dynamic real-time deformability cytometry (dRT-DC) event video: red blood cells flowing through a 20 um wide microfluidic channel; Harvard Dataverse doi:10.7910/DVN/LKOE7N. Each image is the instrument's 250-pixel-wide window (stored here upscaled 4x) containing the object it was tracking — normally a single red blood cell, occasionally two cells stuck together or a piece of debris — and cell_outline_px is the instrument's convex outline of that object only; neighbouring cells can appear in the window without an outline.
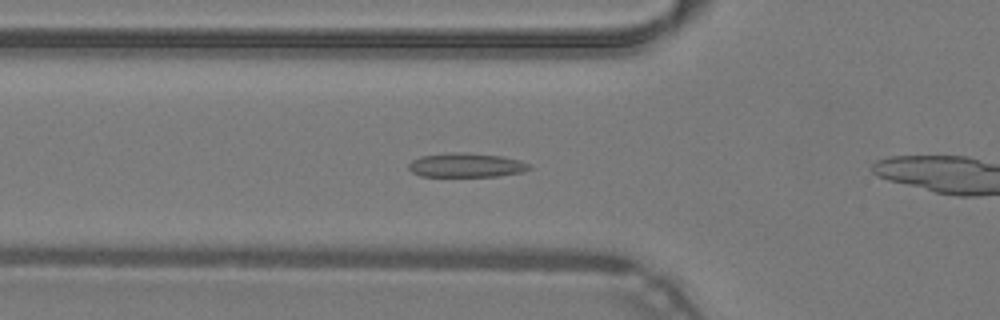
{"species": "common noctule bat (a hibernating species)", "species_latin": "Nyctalus noctula", "temperature_condition": "warm", "stored_images_in_passage": 45, "camera_frame_rate_fps": 3000, "um_per_image_px": 0.085, "animal": {"sex": "male", "body_mass_g": 19.2, "forearm_length_mm": 51.8}, "frame": {"image": 1, "passage_image": 13, "time_ms": 4.0, "image_size_px": [1000, 320], "cell_outline_px": [[532, 168], [520, 172], [496, 176], [420, 176], [412, 172], [408, 168], [408, 164], [412, 160], [420, 156], [452, 152], [464, 152], [500, 156], [520, 160], [528, 164]], "centroid_in_image_um": [39.58, 14.03], "position_along_channel_um": 86.2, "area_um2": 16.88}}
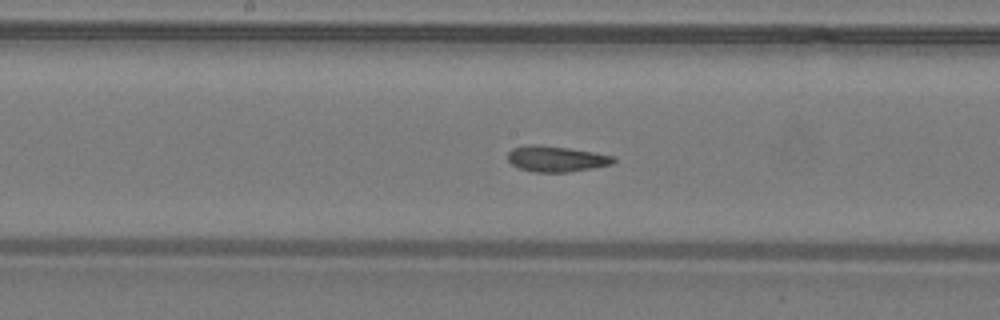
{"frame": {"image": 2, "passage_image": 21, "time_ms": 6.667, "image_size_px": [1000, 320], "cell_outline_px": [[616, 160], [612, 164], [592, 168], [568, 172], [532, 172], [520, 168], [512, 164], [508, 160], [508, 152], [512, 148], [528, 144], [540, 144], [596, 152], [616, 156]], "centroid_in_image_um": [47.29, 13.49], "position_along_channel_um": 200.9, "area_um2": 16.07}}
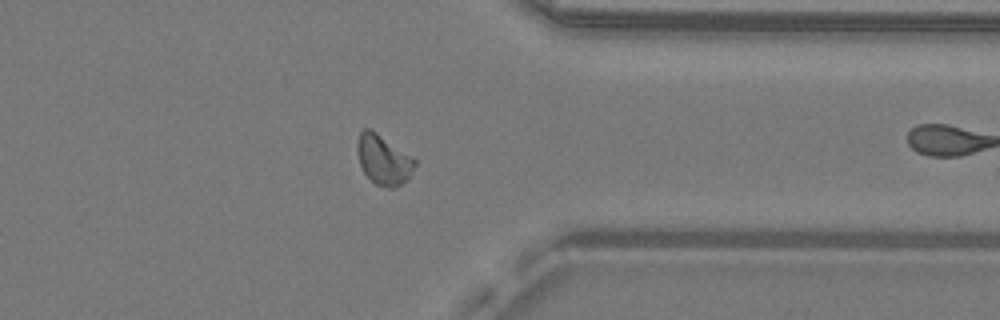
{"frame": {"image": 3, "passage_image": 34, "time_ms": 11.0, "image_size_px": [1000, 320], "cell_outline_px": [[416, 164], [408, 180], [396, 188], [388, 188], [376, 184], [364, 172], [360, 164], [356, 148], [356, 144], [360, 132], [364, 128], [368, 128], [376, 132], [416, 160]], "centroid_in_image_um": [32.59, 13.6], "position_along_channel_um": 378.8, "area_um2": 16.53}, "authors_computed_cell_mechanics": {"area_um2": 16.184, "velocity_mm_per_s": 4.2709, "shape_relaxation_time_tau1_ms": 8.1525, "shape_relaxation_time_tau2_ms": 1.3526, "deformation_change_tau1": 0.1694, "deformation_change_tau2": 0.0534}}